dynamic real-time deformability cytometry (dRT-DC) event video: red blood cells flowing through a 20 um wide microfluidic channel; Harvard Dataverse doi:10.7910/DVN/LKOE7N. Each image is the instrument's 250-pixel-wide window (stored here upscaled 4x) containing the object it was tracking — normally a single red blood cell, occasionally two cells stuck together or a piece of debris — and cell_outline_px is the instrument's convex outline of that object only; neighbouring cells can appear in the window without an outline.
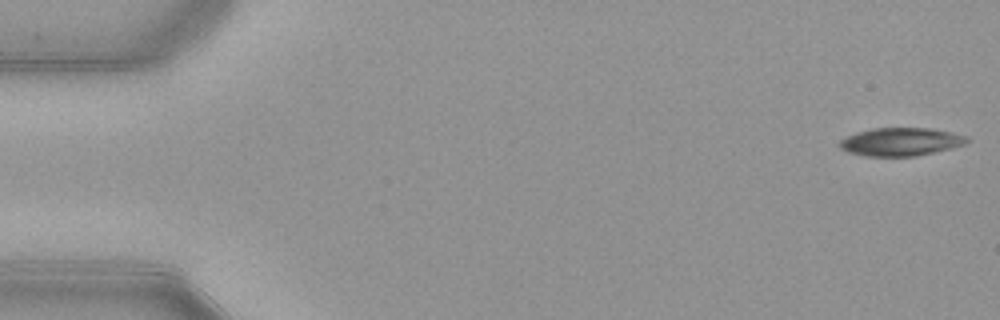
{"species": "common noctule bat (a hibernating species)", "species_latin": "Nyctalus noctula", "temperature_condition": "warm", "stored_images_in_passage": 52, "camera_frame_rate_fps": 3000, "um_per_image_px": 0.085, "animal": {"sex": "female", "body_mass_g": 21.9}, "frame": {"image": 1, "passage_image": 1, "time_ms": 0.0, "image_size_px": [1000, 320], "cell_outline_px": [[972, 140], [964, 144], [952, 148], [916, 156], [864, 156], [848, 152], [840, 148], [840, 140], [856, 132], [872, 128], [928, 128], [968, 136]], "centroid_in_image_um": [76.57, 12.05], "position_along_channel_um": 8.4, "area_um2": 20.81}}
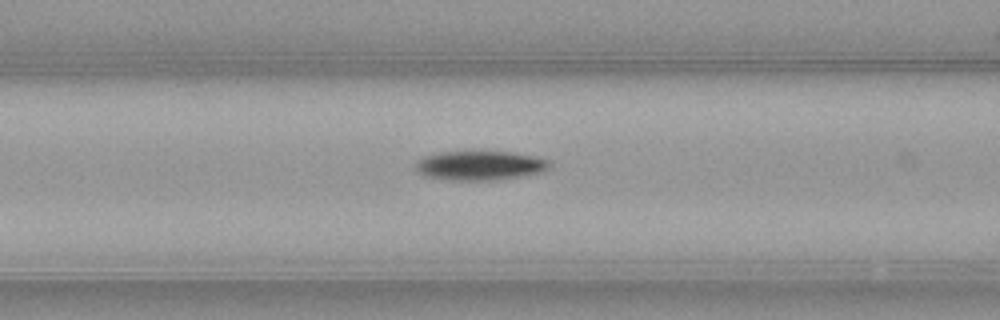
{"frame": {"image": 2, "passage_image": 21, "time_ms": 6.667, "image_size_px": [1000, 320], "cell_outline_px": [[548, 168], [540, 172], [520, 176], [492, 180], [448, 180], [424, 176], [416, 172], [412, 164], [416, 160], [424, 156], [440, 152], [512, 152], [536, 156], [548, 160]], "centroid_in_image_um": [40.69, 14.07], "position_along_channel_um": 125.9, "area_um2": 22.89}}
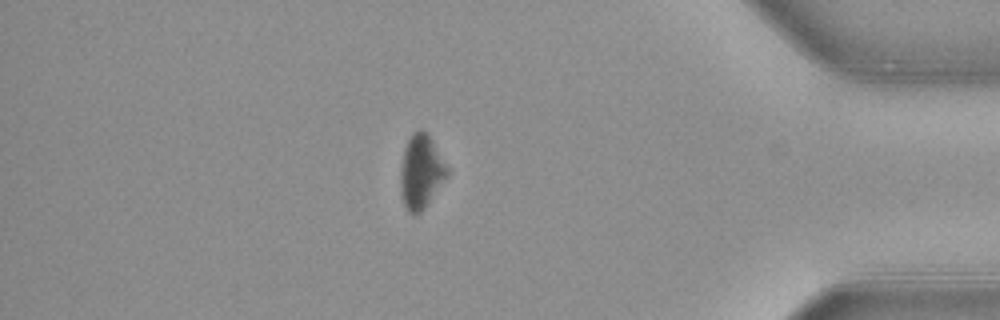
{"frame": {"image": 3, "passage_image": 45, "time_ms": 14.667, "image_size_px": [1000, 320], "cell_outline_px": [[448, 172], [424, 208], [420, 212], [412, 216], [408, 212], [404, 204], [400, 192], [400, 168], [404, 148], [412, 132], [420, 128], [428, 132], [448, 168]], "centroid_in_image_um": [35.74, 14.56], "position_along_channel_um": 399.5, "area_um2": 19.94}, "authors_computed_cell_mechanics": {"area_um2": 21.7906, "velocity_mm_per_s": 3.8947, "shape_relaxation_time_tau1_ms": 1.7343, "shape_relaxation_time_tau2_ms": null, "deformation_change_tau1": 0.0934, "deformation_change_tau2": null}}